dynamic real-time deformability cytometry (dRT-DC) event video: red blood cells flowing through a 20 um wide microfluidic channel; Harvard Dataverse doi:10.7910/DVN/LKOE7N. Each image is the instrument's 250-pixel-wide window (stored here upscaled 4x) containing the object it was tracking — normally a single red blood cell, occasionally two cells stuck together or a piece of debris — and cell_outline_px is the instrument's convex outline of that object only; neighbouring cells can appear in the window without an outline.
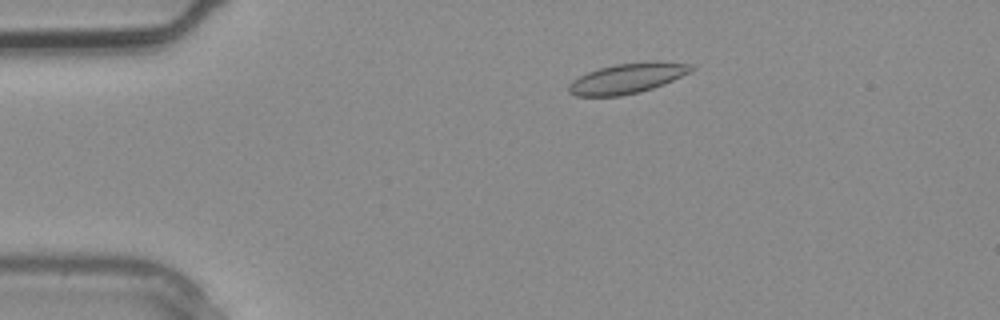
{"species": "common noctule bat (a hibernating species)", "species_latin": "Nyctalus noctula", "temperature_condition": "warm", "stored_images_in_passage": 3, "camera_frame_rate_fps": 3000, "um_per_image_px": 0.085, "animal": {"sex": "male", "body_mass_g": 20.4}, "frame": {"image": 1, "passage_image": 2, "time_ms": 0.333, "image_size_px": [1000, 320], "cell_outline_px": [[696, 68], [692, 72], [664, 84], [640, 92], [620, 96], [576, 96], [568, 92], [568, 84], [572, 80], [588, 72], [600, 68], [616, 64], [652, 60], [692, 64]], "centroid_in_image_um": [53.36, 6.65], "position_along_channel_um": 31.6, "area_um2": 21.79}}
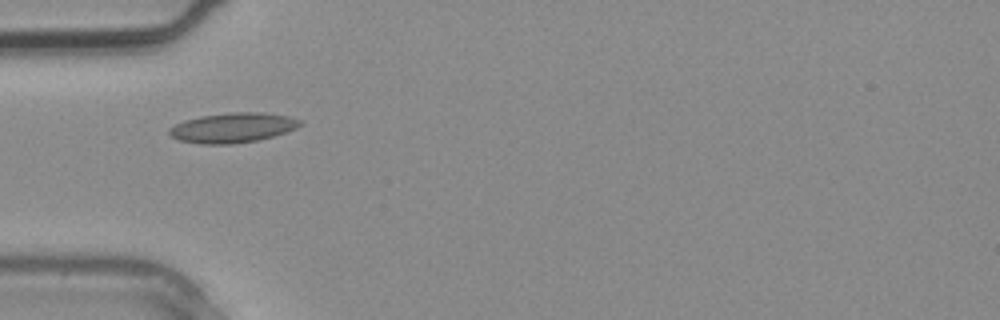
{"frame": {"image": 2, "passage_image": 3, "time_ms": 0.667, "image_size_px": [1000, 320], "cell_outline_px": [[304, 124], [296, 128], [272, 136], [256, 140], [232, 144], [200, 144], [180, 140], [172, 136], [168, 132], [168, 128], [184, 120], [200, 116], [232, 112], [260, 112], [288, 116], [300, 120]], "centroid_in_image_um": [19.76, 10.85], "position_along_channel_um": 65.2, "area_um2": 22.6}}